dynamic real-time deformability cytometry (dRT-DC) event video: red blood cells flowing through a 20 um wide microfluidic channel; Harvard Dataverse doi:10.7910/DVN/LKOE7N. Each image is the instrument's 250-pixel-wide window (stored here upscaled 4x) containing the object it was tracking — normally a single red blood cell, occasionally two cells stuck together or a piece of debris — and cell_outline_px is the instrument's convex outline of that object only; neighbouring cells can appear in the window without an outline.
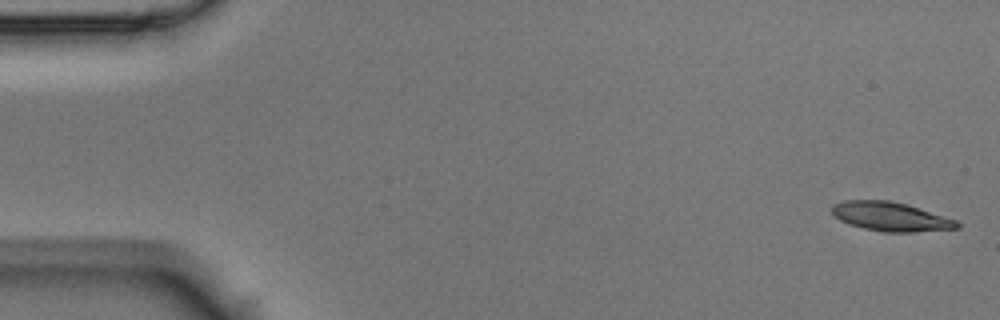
{"species": "Egyptian fruit bat (a non-hibernating species)", "species_latin": "Rousettus aegyptiacus", "temperature_condition": "room temperature", "stored_images_in_passage": 5, "camera_frame_rate_fps": 3000, "um_per_image_px": 0.085, "animal": {"sex": "male"}, "frame": {"image": 1, "passage_image": 1, "time_ms": 0.0, "image_size_px": [1000, 320], "cell_outline_px": [[960, 228], [912, 232], [884, 232], [864, 228], [848, 224], [840, 220], [832, 212], [832, 204], [844, 200], [888, 200], [904, 204], [956, 220], [960, 224]], "centroid_in_image_um": [75.67, 18.41], "position_along_channel_um": 9.3, "area_um2": 20.87}}
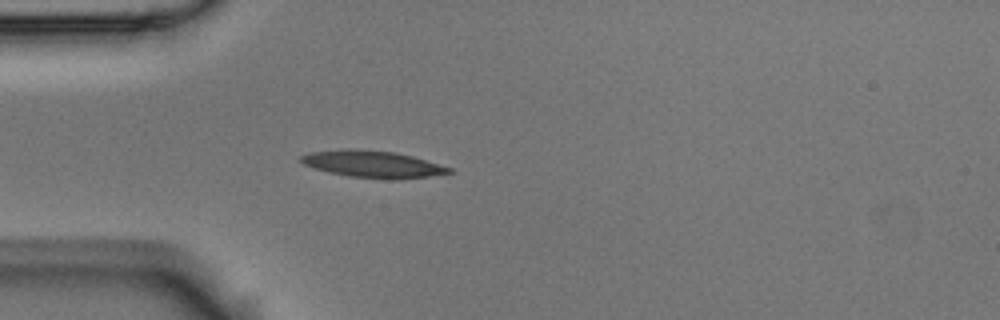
{"frame": {"image": 2, "passage_image": 5, "time_ms": 1.333, "image_size_px": [1000, 320], "cell_outline_px": [[456, 172], [428, 176], [396, 180], [392, 180], [348, 176], [328, 172], [304, 164], [300, 160], [300, 156], [308, 152], [348, 148], [396, 152], [412, 156], [452, 168]], "centroid_in_image_um": [31.69, 13.95], "position_along_channel_um": 53.3, "area_um2": 23.29}}